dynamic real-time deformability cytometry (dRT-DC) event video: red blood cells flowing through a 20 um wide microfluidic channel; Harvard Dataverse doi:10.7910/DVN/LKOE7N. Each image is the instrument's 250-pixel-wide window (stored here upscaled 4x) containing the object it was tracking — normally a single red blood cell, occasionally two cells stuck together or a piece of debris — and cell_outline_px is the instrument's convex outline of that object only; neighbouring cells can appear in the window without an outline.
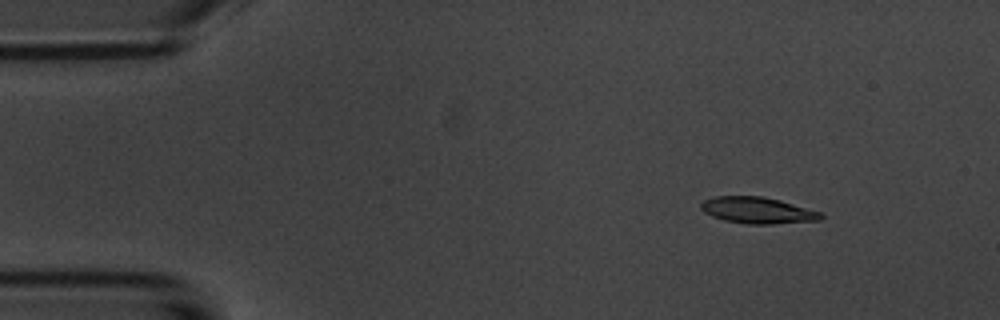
{"species": "common noctule bat (a hibernating species)", "species_latin": "Nyctalus noctula", "temperature_condition": "room temperature", "stored_images_in_passage": 7, "camera_frame_rate_fps": 3000, "um_per_image_px": 0.085, "animal": {"sex": "male", "body_mass_g": 20.1, "forearm_length_mm": 53.5}, "frame": {"image": 1, "passage_image": 2, "time_ms": 1.333, "image_size_px": [1000, 320], "cell_outline_px": [[824, 216], [820, 220], [772, 224], [748, 224], [724, 220], [712, 216], [704, 212], [700, 208], [700, 204], [704, 200], [712, 196], [764, 196], [780, 200], [820, 212]], "centroid_in_image_um": [64.36, 17.87], "position_along_channel_um": 20.6, "area_um2": 18.44}}
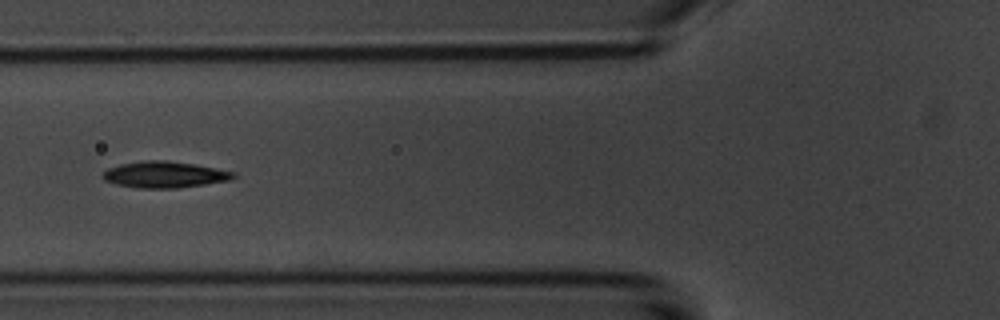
{"frame": {"image": 2, "passage_image": 6, "time_ms": 6.0, "image_size_px": [1000, 320], "cell_outline_px": [[236, 176], [228, 180], [204, 184], [176, 188], [136, 188], [116, 184], [104, 180], [100, 176], [108, 168], [120, 164], [148, 160], [164, 160], [196, 164], [236, 172]], "centroid_in_image_um": [13.96, 14.84], "position_along_channel_um": 111.8, "area_um2": 20.0}}
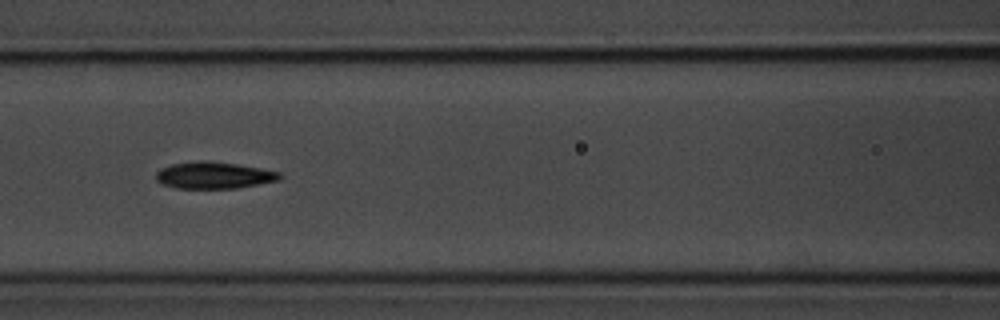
{"frame": {"image": 3, "passage_image": 7, "time_ms": 7.0, "image_size_px": [1000, 320], "cell_outline_px": [[284, 176], [280, 180], [236, 188], [176, 188], [164, 184], [156, 180], [156, 172], [160, 168], [172, 164], [196, 160], [208, 160], [236, 164], [260, 168], [280, 172]], "centroid_in_image_um": [18.19, 14.89], "position_along_channel_um": 148.4, "area_um2": 19.36}}